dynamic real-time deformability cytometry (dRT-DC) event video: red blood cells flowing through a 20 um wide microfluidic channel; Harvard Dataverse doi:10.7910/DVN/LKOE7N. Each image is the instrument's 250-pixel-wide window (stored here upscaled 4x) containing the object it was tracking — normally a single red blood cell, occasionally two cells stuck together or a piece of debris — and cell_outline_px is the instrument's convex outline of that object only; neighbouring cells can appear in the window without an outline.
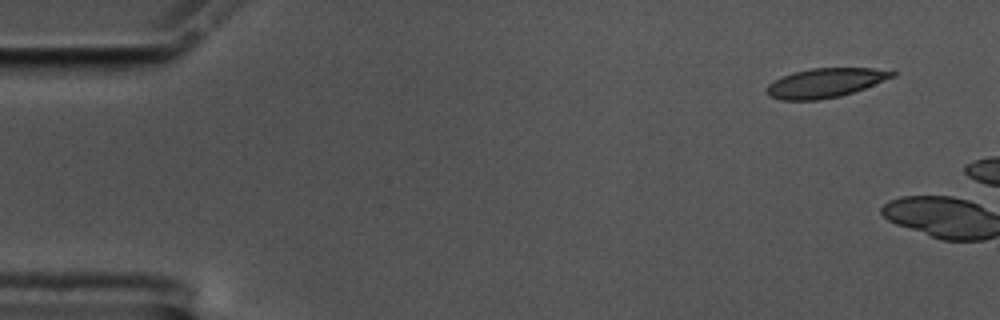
{"species": "common noctule bat (a hibernating species)", "species_latin": "Nyctalus noctula", "temperature_condition": "cold", "stored_images_in_passage": 3, "camera_frame_rate_fps": 3000, "um_per_image_px": 0.085, "animal": {"sex": "male", "body_mass_g": 17.5, "forearm_length_mm": 52.3}, "frame": {"image": 1, "passage_image": 1, "time_ms": 0.0, "image_size_px": [1000, 320], "cell_outline_px": [[896, 76], [864, 88], [840, 96], [820, 100], [780, 100], [768, 96], [768, 84], [784, 76], [796, 72], [812, 68], [872, 68], [896, 72]], "centroid_in_image_um": [70.16, 7.05], "position_along_channel_um": 14.8, "area_um2": 21.1}}